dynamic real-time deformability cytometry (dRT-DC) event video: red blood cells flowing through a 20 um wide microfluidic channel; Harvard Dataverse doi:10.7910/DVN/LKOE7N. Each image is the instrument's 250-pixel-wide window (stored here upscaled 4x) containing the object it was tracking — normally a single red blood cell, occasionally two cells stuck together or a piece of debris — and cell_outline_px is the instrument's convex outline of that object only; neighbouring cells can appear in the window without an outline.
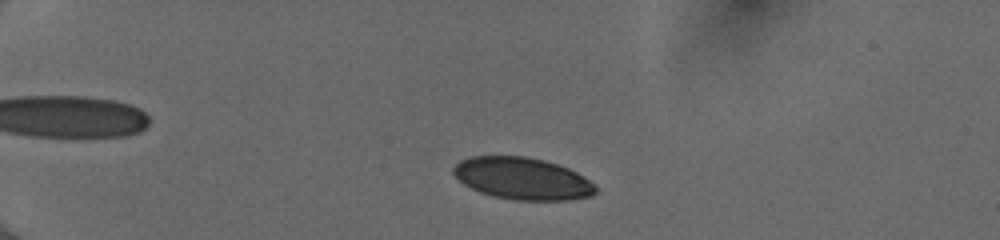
{"species": "human", "species_latin": "Homo sapiens", "temperature_condition": "cold", "stored_images_in_passage": 45, "camera_frame_rate_fps": 3000, "um_per_image_px": 0.085, "donor": {"sex": "female"}, "frame": {"image": 1, "passage_image": 6, "time_ms": 1.667, "image_size_px": [1000, 240], "cell_outline_px": [[596, 192], [592, 196], [568, 200], [512, 200], [480, 192], [464, 184], [452, 172], [452, 168], [460, 160], [472, 156], [524, 156], [544, 160], [568, 168], [576, 172], [596, 184]], "centroid_in_image_um": [44.42, 15.17], "position_along_channel_um": 40.6, "area_um2": 34.74}}
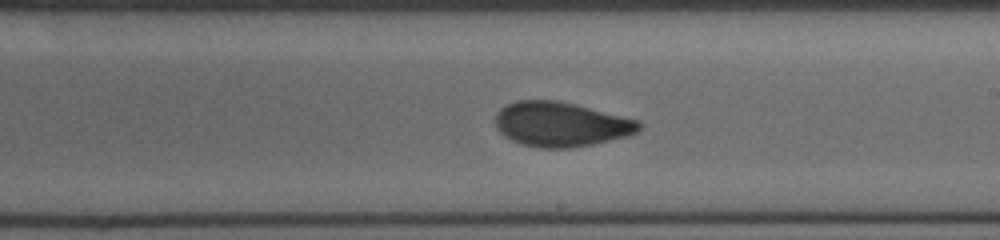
{"frame": {"image": 2, "passage_image": 26, "time_ms": 8.333, "image_size_px": [1000, 240], "cell_outline_px": [[640, 128], [636, 132], [628, 136], [592, 144], [568, 148], [540, 148], [520, 144], [504, 136], [496, 128], [496, 112], [500, 108], [516, 100], [556, 100], [640, 120]], "centroid_in_image_um": [47.65, 10.56], "position_along_channel_um": 241.4, "area_um2": 37.22}}
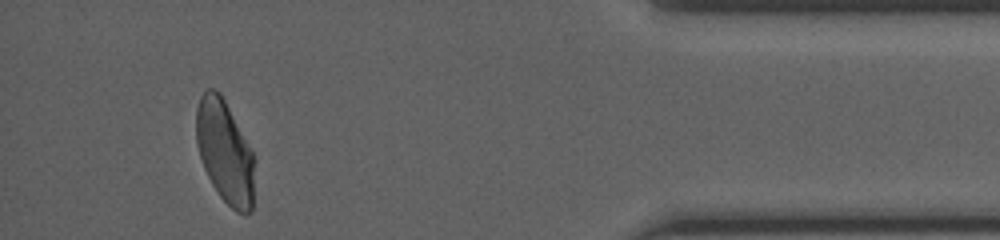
{"frame": {"image": 3, "passage_image": 42, "time_ms": 13.667, "image_size_px": [1000, 240], "cell_outline_px": [[252, 212], [244, 216], [236, 212], [220, 196], [212, 184], [204, 168], [200, 156], [196, 140], [196, 108], [200, 96], [208, 88], [216, 88], [224, 96], [252, 152]], "centroid_in_image_um": [19.08, 12.85], "position_along_channel_um": 416.1, "area_um2": 34.68}, "authors_computed_cell_mechanics": {"area_um2": 36.414, "velocity_mm_per_s": 4.0419, "shape_relaxation_time_tau1_ms": 6.0406, "shape_relaxation_time_tau2_ms": 1.028, "deformation_change_tau1": 0.1758, "deformation_change_tau2": 0.0543}}